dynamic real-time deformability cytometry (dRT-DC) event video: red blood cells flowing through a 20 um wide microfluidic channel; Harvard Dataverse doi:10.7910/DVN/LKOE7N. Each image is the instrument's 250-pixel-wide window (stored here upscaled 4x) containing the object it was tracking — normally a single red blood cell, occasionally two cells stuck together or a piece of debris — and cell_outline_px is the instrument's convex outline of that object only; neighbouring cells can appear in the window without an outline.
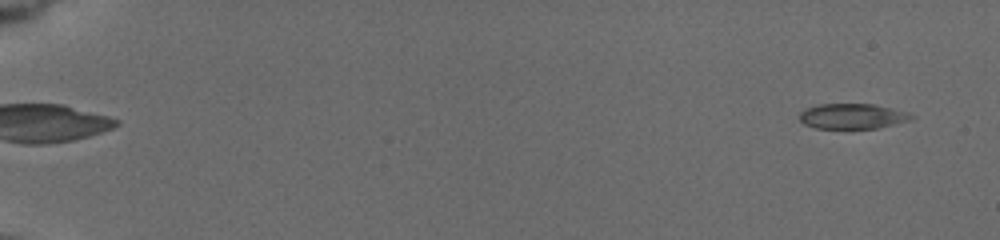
{"species": "common noctule bat (a hibernating species)", "species_latin": "Nyctalus noctula", "temperature_condition": "cold", "stored_images_in_passage": 21, "camera_frame_rate_fps": 3000, "um_per_image_px": 0.085, "animal": {"sex": "female", "body_mass_g": 19.5, "forearm_length_mm": 54.1}, "frame": {"image": 1, "passage_image": 3, "time_ms": 0.667, "image_size_px": [1000, 240], "cell_outline_px": [[916, 116], [908, 120], [876, 128], [816, 128], [804, 124], [800, 120], [800, 112], [804, 108], [820, 104], [876, 104], [908, 112]], "centroid_in_image_um": [72.43, 9.86], "position_along_channel_um": 12.6, "area_um2": 16.36}}
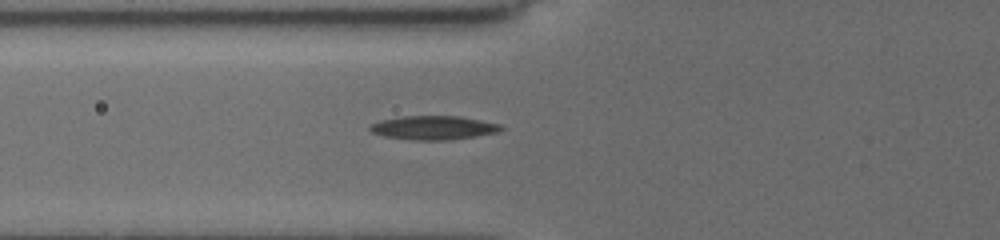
{"frame": {"image": 2, "passage_image": 18, "time_ms": 7.333, "image_size_px": [1000, 240], "cell_outline_px": [[504, 128], [500, 132], [476, 136], [448, 140], [412, 140], [384, 136], [372, 132], [368, 128], [368, 124], [380, 120], [404, 116], [460, 116], [500, 124]], "centroid_in_image_um": [36.83, 10.85], "position_along_channel_um": 89.0, "area_um2": 18.32}}
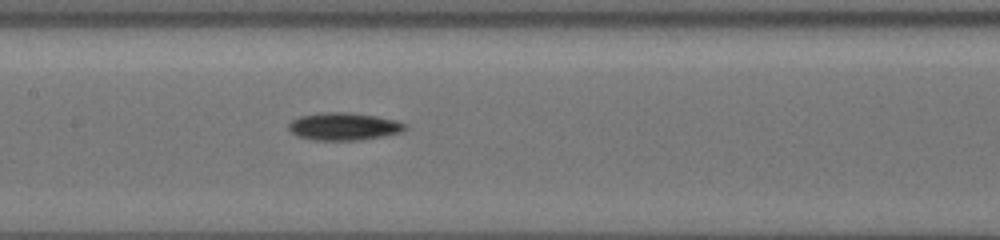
{"frame": {"image": 3, "passage_image": 21, "time_ms": 9.667, "image_size_px": [1000, 240], "cell_outline_px": [[408, 128], [404, 132], [384, 136], [360, 140], [316, 140], [296, 136], [288, 128], [288, 124], [292, 120], [300, 116], [332, 112], [340, 112], [376, 116], [396, 120], [408, 124]], "centroid_in_image_um": [29.28, 10.76], "position_along_channel_um": 178.1, "area_um2": 18.67}}